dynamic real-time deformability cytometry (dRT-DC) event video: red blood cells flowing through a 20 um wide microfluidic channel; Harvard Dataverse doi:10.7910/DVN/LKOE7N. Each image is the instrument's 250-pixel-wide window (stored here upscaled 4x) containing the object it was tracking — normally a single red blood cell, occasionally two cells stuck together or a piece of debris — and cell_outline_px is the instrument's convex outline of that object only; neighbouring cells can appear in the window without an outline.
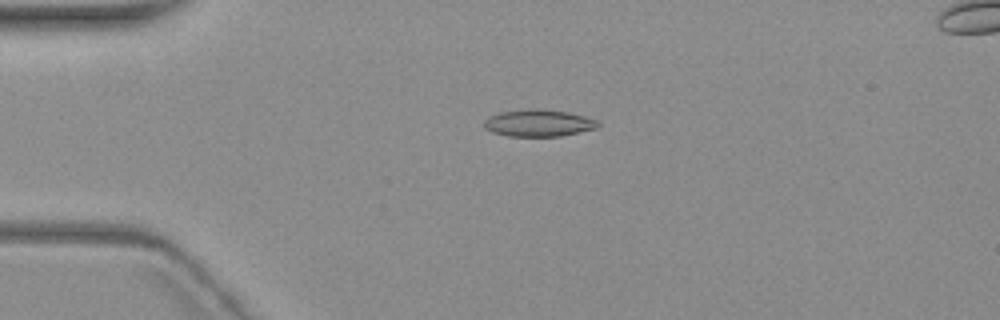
{"species": "common noctule bat (a hibernating species)", "species_latin": "Nyctalus noctula", "temperature_condition": "warm", "stored_images_in_passage": 5, "camera_frame_rate_fps": 3000, "um_per_image_px": 0.085, "animal": {"sex": "female", "body_mass_g": 19.3, "forearm_length_mm": 54.1}, "frame": {"image": 1, "passage_image": 4, "time_ms": 3.667, "image_size_px": [1000, 320], "cell_outline_px": [[600, 124], [596, 128], [560, 136], [508, 136], [492, 132], [484, 128], [484, 120], [488, 116], [500, 112], [528, 108], [540, 108], [568, 112], [584, 116], [596, 120]], "centroid_in_image_um": [45.73, 10.44], "position_along_channel_um": 39.3, "area_um2": 17.98}}